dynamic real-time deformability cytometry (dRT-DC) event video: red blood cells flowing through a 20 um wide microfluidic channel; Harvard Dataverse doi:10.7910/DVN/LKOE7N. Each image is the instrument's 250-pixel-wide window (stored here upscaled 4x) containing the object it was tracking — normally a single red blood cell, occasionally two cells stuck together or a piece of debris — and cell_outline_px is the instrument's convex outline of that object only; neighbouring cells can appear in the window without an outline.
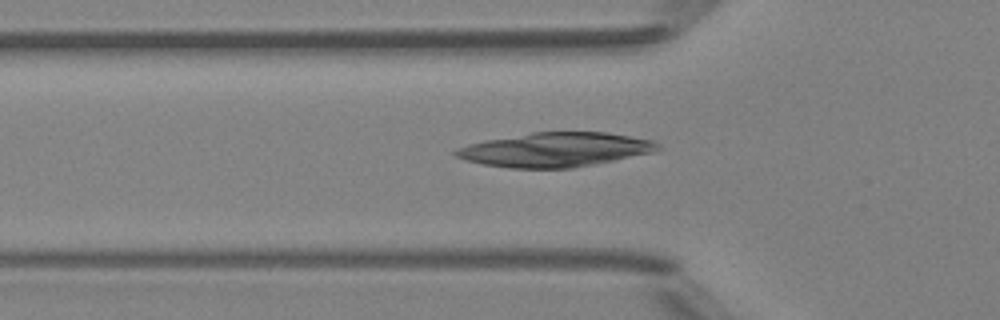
{"species": "Egyptian fruit bat (a non-hibernating species)", "species_latin": "Rousettus aegyptiacus", "temperature_condition": "room temperature", "stored_images_in_passage": 48, "camera_frame_rate_fps": 3000, "um_per_image_px": 0.085, "animal": {"sex": "female"}, "frame": {"image": 1, "passage_image": 16, "time_ms": 5.0, "image_size_px": [1000, 320], "cell_outline_px": [[660, 148], [656, 152], [572, 168], [508, 168], [484, 164], [464, 160], [456, 156], [452, 152], [456, 148], [468, 144], [484, 140], [532, 132], [608, 132], [652, 140], [660, 144]], "centroid_in_image_um": [47.19, 12.72], "position_along_channel_um": 78.6, "area_um2": 40.4}}
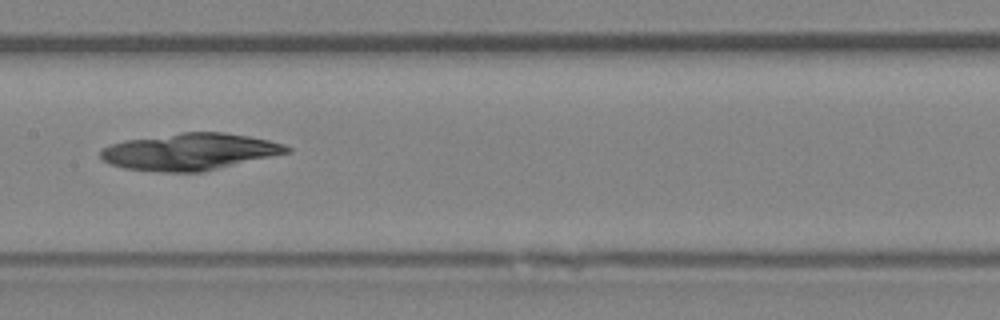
{"frame": {"image": 2, "passage_image": 24, "time_ms": 7.667, "image_size_px": [1000, 320], "cell_outline_px": [[292, 152], [204, 172], [164, 172], [124, 168], [112, 164], [104, 160], [100, 156], [100, 152], [104, 148], [112, 144], [124, 140], [180, 132], [224, 132], [248, 136], [268, 140], [284, 144], [292, 148]], "centroid_in_image_um": [16.19, 12.89], "position_along_channel_um": 191.2, "area_um2": 40.06}}
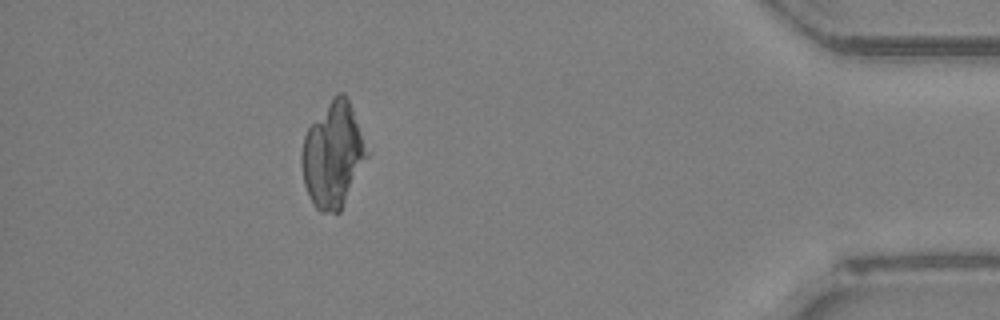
{"frame": {"image": 3, "passage_image": 43, "time_ms": 14.0, "image_size_px": [1000, 320], "cell_outline_px": [[368, 156], [340, 212], [320, 212], [312, 204], [304, 184], [300, 160], [300, 152], [304, 136], [308, 128], [332, 96], [336, 92], [344, 92], [352, 108], [368, 152]], "centroid_in_image_um": [28.27, 13.17], "position_along_channel_um": 406.9, "area_um2": 39.82}}